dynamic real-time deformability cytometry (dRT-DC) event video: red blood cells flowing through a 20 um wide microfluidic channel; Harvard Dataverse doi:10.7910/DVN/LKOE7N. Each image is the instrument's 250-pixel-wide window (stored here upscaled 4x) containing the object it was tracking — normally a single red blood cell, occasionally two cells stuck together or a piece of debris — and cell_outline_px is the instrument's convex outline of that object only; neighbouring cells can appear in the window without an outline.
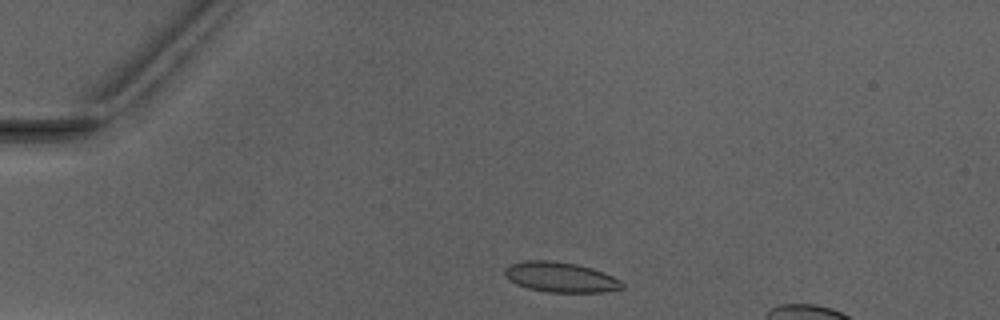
{"species": "Egyptian fruit bat (a non-hibernating species)", "species_latin": "Rousettus aegyptiacus", "temperature_condition": "warm", "stored_images_in_passage": 2, "camera_frame_rate_fps": 3000, "um_per_image_px": 0.085, "animal": {"sex": "male"}, "frame": {"image": 1, "passage_image": 1, "time_ms": 0.0, "image_size_px": [1000, 320], "cell_outline_px": [[624, 288], [600, 292], [548, 292], [528, 288], [516, 284], [508, 280], [504, 276], [504, 268], [508, 264], [524, 260], [552, 260], [576, 264], [592, 268], [604, 272], [620, 280], [624, 284]], "centroid_in_image_um": [47.59, 23.55], "position_along_channel_um": 37.4, "area_um2": 20.81}}